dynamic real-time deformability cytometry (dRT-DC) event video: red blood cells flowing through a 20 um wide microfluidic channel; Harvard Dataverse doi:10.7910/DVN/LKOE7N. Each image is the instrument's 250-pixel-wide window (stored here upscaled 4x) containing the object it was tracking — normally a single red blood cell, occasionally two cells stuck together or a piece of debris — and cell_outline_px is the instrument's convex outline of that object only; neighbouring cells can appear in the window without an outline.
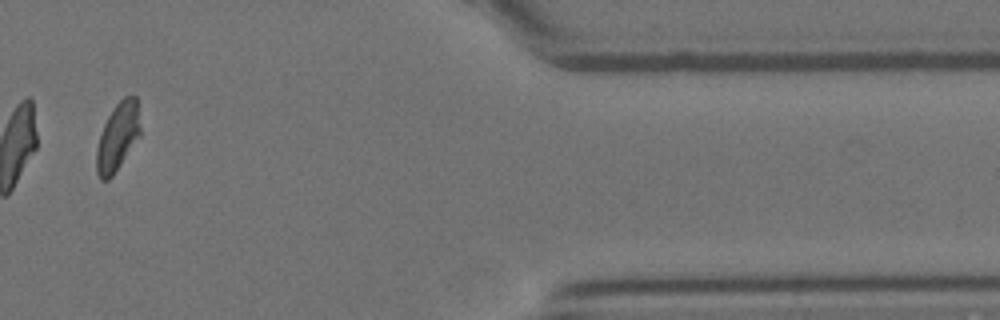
{"species": "Egyptian fruit bat (a non-hibernating species)", "species_latin": "Rousettus aegyptiacus", "temperature_condition": "room temperature", "stored_images_in_passage": 12, "camera_frame_rate_fps": 3000, "um_per_image_px": 0.085, "animal": {"sex": "female"}, "frame": {"image": 1, "passage_image": 10, "time_ms": 11.333, "image_size_px": [1000, 320], "cell_outline_px": [[140, 136], [112, 176], [108, 180], [100, 180], [96, 172], [96, 148], [104, 124], [112, 108], [124, 96], [136, 96], [140, 128]], "centroid_in_image_um": [9.99, 11.64], "position_along_channel_um": 401.4, "area_um2": 17.22}, "authors_computed_cell_mechanics": {"area_um2": 19.4497, "velocity_mm_per_s": 3.5755, "shape_relaxation_time_tau1_ms": 4.2885, "shape_relaxation_time_tau2_ms": 1.2941, "deformation_change_tau1": 0.1592, "deformation_change_tau2": 0.0857}}